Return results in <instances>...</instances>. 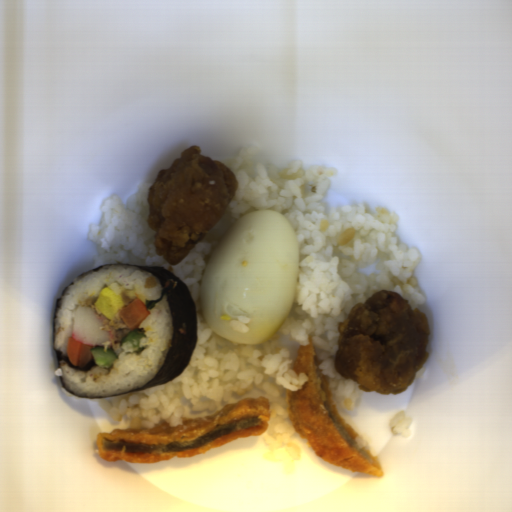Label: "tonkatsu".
I'll list each match as a JSON object with an SVG mask.
<instances>
[{"label": "tonkatsu", "instance_id": "obj_1", "mask_svg": "<svg viewBox=\"0 0 512 512\" xmlns=\"http://www.w3.org/2000/svg\"><path fill=\"white\" fill-rule=\"evenodd\" d=\"M270 411V400L264 395L242 398L175 427L166 422L98 433L95 445L100 459L108 462L150 464L185 459L234 440L260 436L269 427Z\"/></svg>", "mask_w": 512, "mask_h": 512}, {"label": "tonkatsu", "instance_id": "obj_2", "mask_svg": "<svg viewBox=\"0 0 512 512\" xmlns=\"http://www.w3.org/2000/svg\"><path fill=\"white\" fill-rule=\"evenodd\" d=\"M321 365L309 333L307 344L297 345L292 366L296 374L305 372L307 380L298 390H286L287 414L293 427L315 454L328 463L361 474L383 476V468L374 454L356 444L359 434L343 420Z\"/></svg>", "mask_w": 512, "mask_h": 512}]
</instances>
